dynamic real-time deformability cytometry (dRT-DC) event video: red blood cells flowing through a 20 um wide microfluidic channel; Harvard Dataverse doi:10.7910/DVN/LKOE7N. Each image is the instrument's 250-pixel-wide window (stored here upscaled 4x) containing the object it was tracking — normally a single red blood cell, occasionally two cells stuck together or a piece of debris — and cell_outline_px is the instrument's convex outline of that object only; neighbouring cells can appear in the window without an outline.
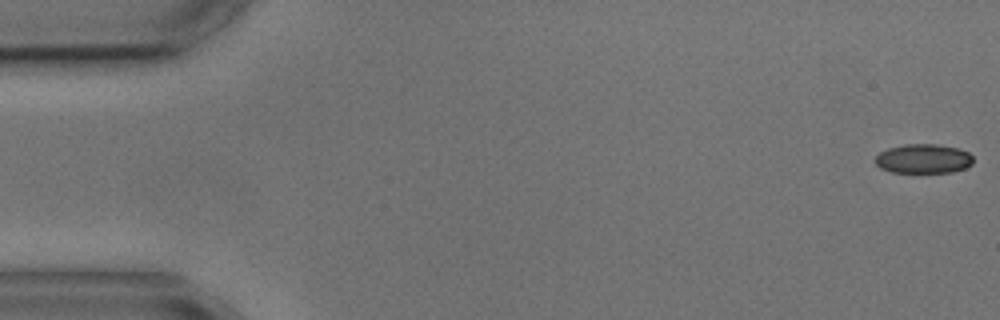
{"species": "common noctule bat (a hibernating species)", "species_latin": "Nyctalus noctula", "temperature_condition": "cold", "stored_images_in_passage": 5, "camera_frame_rate_fps": 3000, "um_per_image_px": 0.085, "animal": {"sex": "male", "body_mass_g": 17.9, "forearm_length_mm": 54.2}, "frame": {"image": 1, "passage_image": 1, "time_ms": 0.0, "image_size_px": [1000, 320], "cell_outline_px": [[972, 164], [964, 168], [952, 172], [892, 172], [880, 168], [876, 164], [876, 156], [880, 152], [888, 148], [904, 144], [936, 144], [956, 148], [968, 152], [972, 156]], "centroid_in_image_um": [78.47, 13.49], "position_along_channel_um": 6.5, "area_um2": 16.59}}
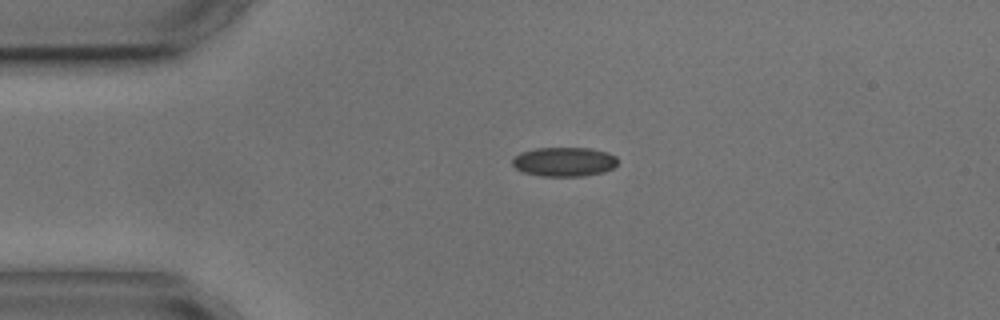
{"frame": {"image": 2, "passage_image": 4, "time_ms": 3.667, "image_size_px": [1000, 320], "cell_outline_px": [[616, 164], [612, 168], [604, 172], [584, 176], [540, 176], [524, 172], [516, 168], [512, 164], [512, 160], [520, 152], [536, 148], [592, 148], [608, 152], [616, 156]], "centroid_in_image_um": [47.96, 13.75], "position_along_channel_um": 37.0, "area_um2": 17.98}}